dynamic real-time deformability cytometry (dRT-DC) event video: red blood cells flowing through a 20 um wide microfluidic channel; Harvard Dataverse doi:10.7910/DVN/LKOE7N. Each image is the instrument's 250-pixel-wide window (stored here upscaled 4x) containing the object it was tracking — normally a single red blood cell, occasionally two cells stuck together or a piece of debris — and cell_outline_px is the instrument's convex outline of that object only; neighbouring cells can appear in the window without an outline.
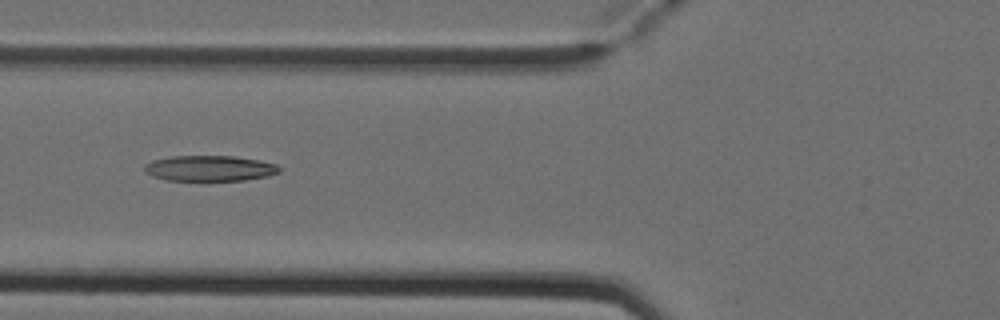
{"species": "Egyptian fruit bat (a non-hibernating species)", "species_latin": "Rousettus aegyptiacus", "temperature_condition": "cold", "stored_images_in_passage": 8, "camera_frame_rate_fps": 3000, "um_per_image_px": 0.085, "animal": {"sex": "female"}, "frame": {"image": 1, "passage_image": 5, "time_ms": 1.333, "image_size_px": [1000, 320], "cell_outline_px": [[280, 172], [268, 176], [244, 180], [164, 180], [152, 176], [144, 172], [144, 164], [152, 160], [172, 156], [236, 156], [260, 160], [276, 164], [280, 168]], "centroid_in_image_um": [17.8, 14.3], "position_along_channel_um": 108.0, "area_um2": 20.23}}
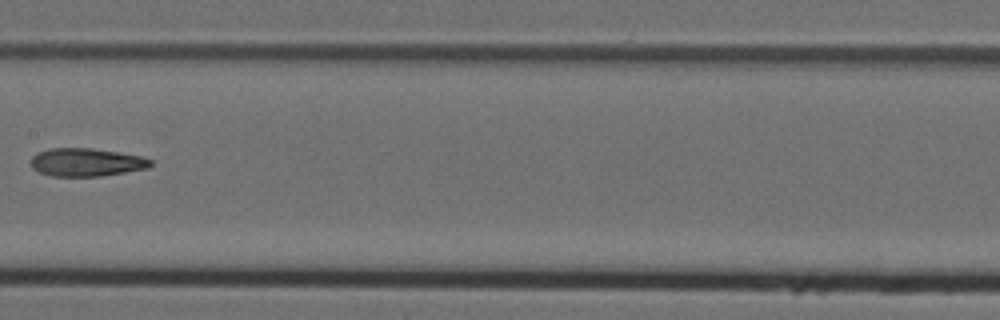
{"frame": {"image": 2, "passage_image": 7, "time_ms": 2.0, "image_size_px": [1000, 320], "cell_outline_px": [[152, 164], [148, 168], [100, 176], [52, 176], [40, 172], [32, 168], [32, 156], [48, 148], [92, 148], [140, 156], [152, 160]], "centroid_in_image_um": [7.33, 13.79], "position_along_channel_um": 200.1, "area_um2": 19.36}}
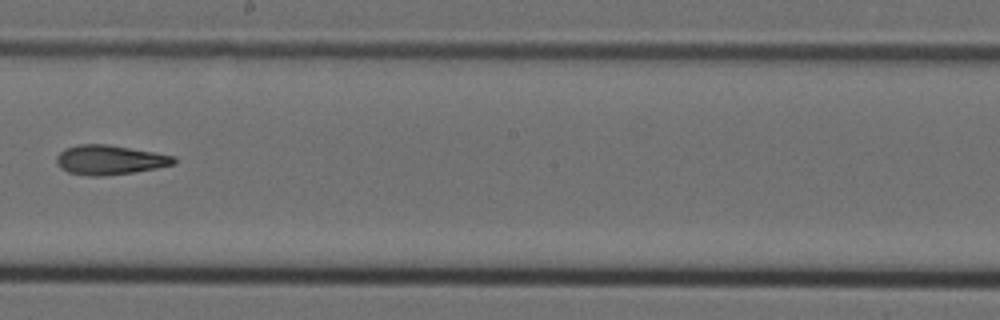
{"frame": {"image": 3, "passage_image": 8, "time_ms": 2.333, "image_size_px": [1000, 320], "cell_outline_px": [[176, 164], [156, 168], [132, 172], [104, 176], [88, 176], [68, 172], [60, 168], [56, 164], [56, 156], [64, 148], [76, 144], [108, 144], [156, 152], [176, 156]], "centroid_in_image_um": [9.31, 13.58], "position_along_channel_um": 238.9, "area_um2": 20.46}}